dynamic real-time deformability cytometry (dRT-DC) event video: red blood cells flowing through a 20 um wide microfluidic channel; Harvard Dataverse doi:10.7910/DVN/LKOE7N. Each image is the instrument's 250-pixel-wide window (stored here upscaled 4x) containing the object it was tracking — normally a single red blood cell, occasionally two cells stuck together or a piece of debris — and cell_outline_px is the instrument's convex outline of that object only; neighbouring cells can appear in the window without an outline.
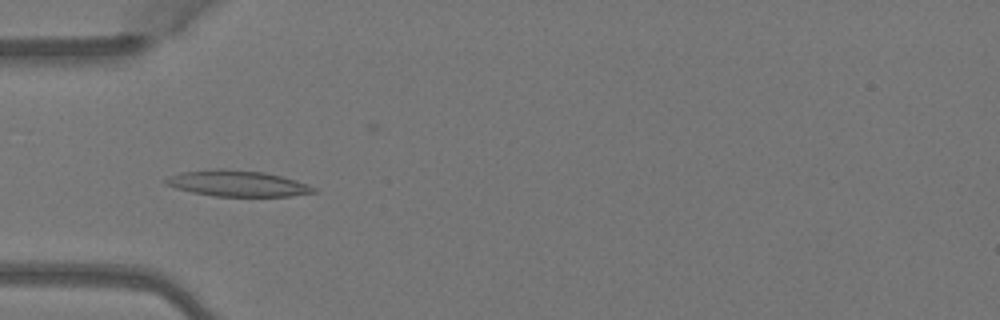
{"species": "Egyptian fruit bat (a non-hibernating species)", "species_latin": "Rousettus aegyptiacus", "temperature_condition": "warm", "stored_images_in_passage": 7, "camera_frame_rate_fps": 3000, "um_per_image_px": 0.085, "animal": {"sex": "female"}, "frame": {"image": 1, "passage_image": 3, "time_ms": 0.667, "image_size_px": [1000, 320], "cell_outline_px": [[316, 192], [288, 196], [216, 196], [192, 192], [176, 188], [168, 184], [164, 180], [168, 176], [180, 172], [220, 168], [224, 168], [264, 172], [296, 180], [308, 184], [316, 188]], "centroid_in_image_um": [20.18, 15.58], "position_along_channel_um": 64.8, "area_um2": 22.25}}
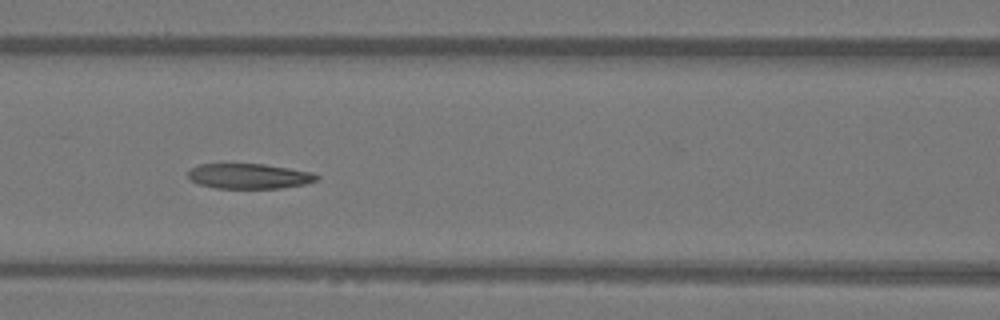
{"frame": {"image": 2, "passage_image": 5, "time_ms": 1.333, "image_size_px": [1000, 320], "cell_outline_px": [[320, 176], [316, 180], [304, 184], [280, 188], [216, 188], [200, 184], [192, 180], [188, 176], [188, 172], [192, 168], [200, 164], [264, 164], [312, 172]], "centroid_in_image_um": [21.18, 14.97], "position_along_channel_um": 145.4, "area_um2": 18.61}}
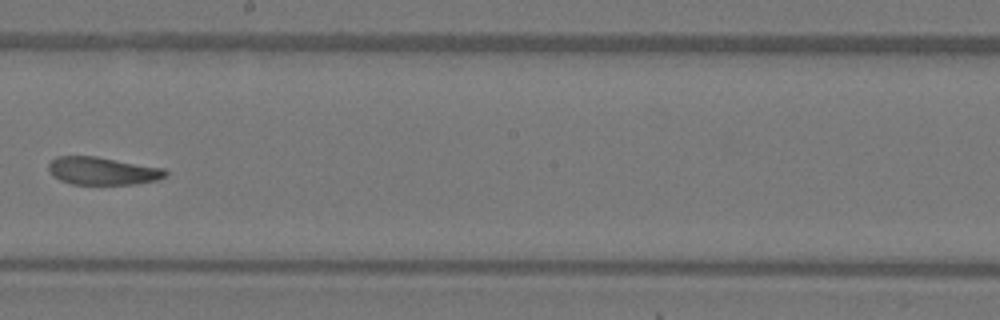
{"frame": {"image": 3, "passage_image": 7, "time_ms": 2.0, "image_size_px": [1000, 320], "cell_outline_px": [[168, 176], [156, 180], [136, 184], [72, 184], [60, 180], [52, 176], [48, 172], [48, 164], [56, 156], [96, 156], [164, 168], [168, 172]], "centroid_in_image_um": [8.71, 14.53], "position_along_channel_um": 239.5, "area_um2": 19.07}}